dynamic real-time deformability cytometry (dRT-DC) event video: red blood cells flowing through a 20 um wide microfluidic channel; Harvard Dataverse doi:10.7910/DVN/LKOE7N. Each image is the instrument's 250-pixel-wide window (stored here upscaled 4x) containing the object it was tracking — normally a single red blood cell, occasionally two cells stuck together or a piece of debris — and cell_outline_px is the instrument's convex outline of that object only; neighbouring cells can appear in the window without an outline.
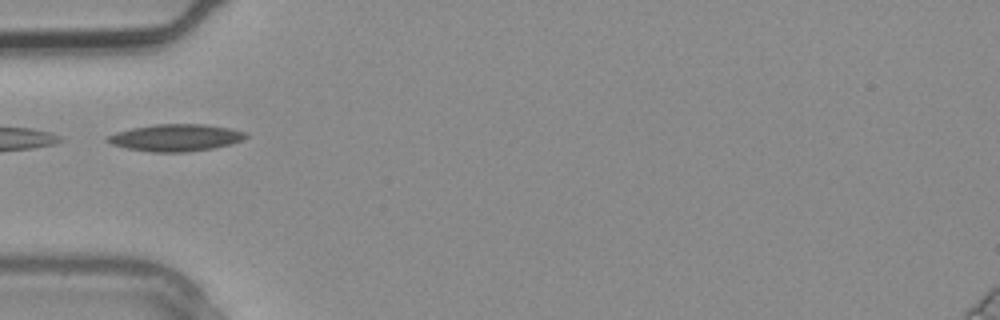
{"species": "common noctule bat (a hibernating species)", "species_latin": "Nyctalus noctula", "temperature_condition": "warm", "stored_images_in_passage": 3, "camera_frame_rate_fps": 3000, "um_per_image_px": 0.085, "animal": {"sex": "male", "body_mass_g": 20.4}, "frame": {"image": 1, "passage_image": 3, "time_ms": 0.667, "image_size_px": [1000, 320], "cell_outline_px": [[248, 136], [244, 140], [212, 148], [188, 152], [152, 152], [128, 148], [112, 144], [104, 140], [104, 136], [116, 132], [132, 128], [152, 124], [204, 124], [232, 128], [248, 132]], "centroid_in_image_um": [14.94, 11.69], "position_along_channel_um": 70.1, "area_um2": 21.96}}